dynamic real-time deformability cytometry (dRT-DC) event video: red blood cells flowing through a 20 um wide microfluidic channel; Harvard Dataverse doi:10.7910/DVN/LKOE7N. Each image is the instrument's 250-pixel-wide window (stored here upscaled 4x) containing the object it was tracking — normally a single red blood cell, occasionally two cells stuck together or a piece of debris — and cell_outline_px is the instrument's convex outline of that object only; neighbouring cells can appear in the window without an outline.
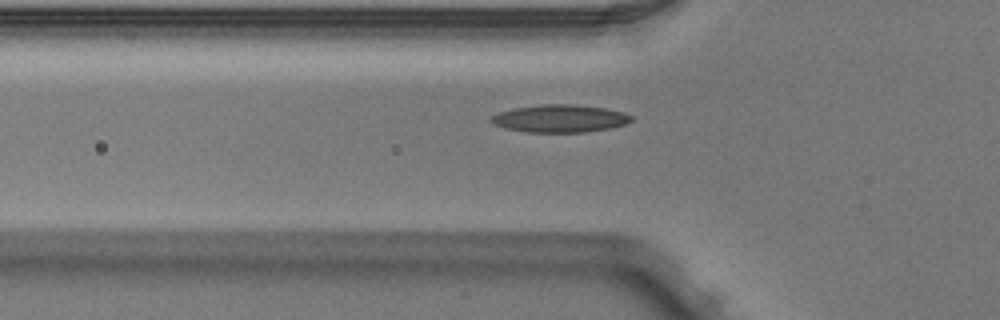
{"species": "Egyptian fruit bat (a non-hibernating species)", "species_latin": "Rousettus aegyptiacus", "temperature_condition": "warm", "stored_images_in_passage": 7, "segment_of_instrument_passage": [2, 2], "camera_frame_rate_fps": 3000, "um_per_image_px": 0.085, "animal": {"sex": "male"}, "frame": {"image": 1, "passage_image": 7, "time_ms": 2.0, "image_size_px": [1000, 320], "cell_outline_px": [[632, 120], [624, 124], [612, 128], [584, 132], [528, 132], [504, 128], [488, 120], [492, 116], [500, 112], [516, 108], [540, 104], [576, 104], [604, 108], [624, 112], [632, 116]], "centroid_in_image_um": [47.61, 10.07], "position_along_channel_um": 78.2, "area_um2": 22.48}}